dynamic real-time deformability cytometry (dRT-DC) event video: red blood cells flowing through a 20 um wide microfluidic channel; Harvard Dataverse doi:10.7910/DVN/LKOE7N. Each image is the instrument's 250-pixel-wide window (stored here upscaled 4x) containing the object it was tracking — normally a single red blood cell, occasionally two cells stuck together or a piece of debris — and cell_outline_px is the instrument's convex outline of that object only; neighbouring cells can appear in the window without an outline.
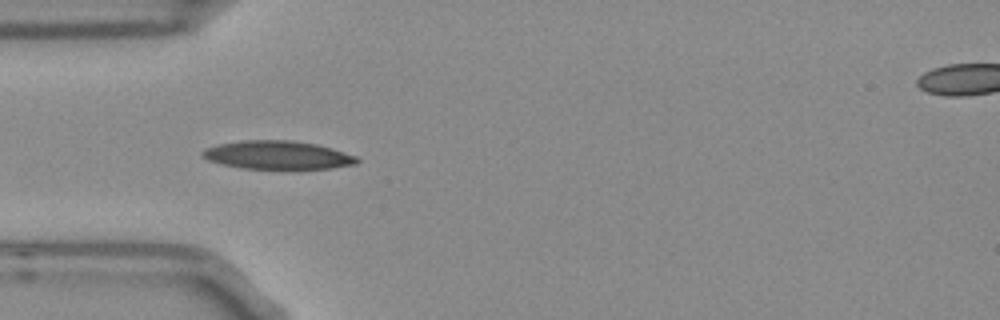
{"species": "Egyptian fruit bat (a non-hibernating species)", "species_latin": "Rousettus aegyptiacus", "temperature_condition": "room temperature", "stored_images_in_passage": 39, "camera_frame_rate_fps": 3000, "um_per_image_px": 0.085, "frame": {"image": 1, "passage_image": 1, "time_ms": 0.0, "image_size_px": [1000, 320], "cell_outline_px": [[360, 160], [356, 164], [332, 168], [296, 172], [244, 168], [224, 164], [208, 160], [200, 156], [200, 152], [204, 148], [220, 144], [244, 140], [292, 140], [316, 144], [332, 148], [356, 156]], "centroid_in_image_um": [23.64, 13.22], "position_along_channel_um": 61.4, "area_um2": 26.59}}
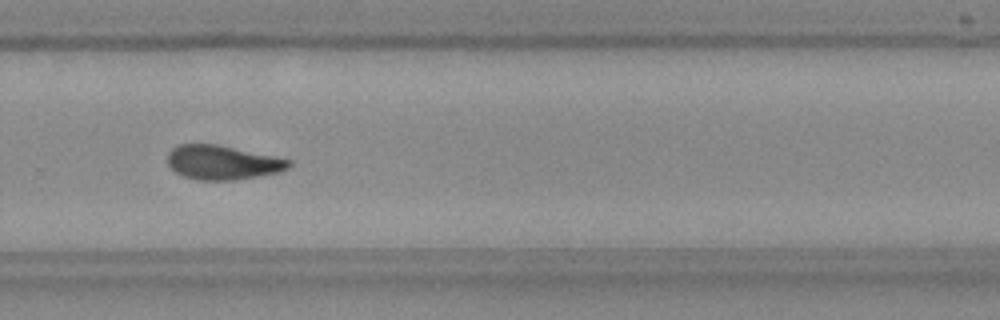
{"frame": {"image": 2, "passage_image": 21, "time_ms": 6.667, "image_size_px": [1000, 320], "cell_outline_px": [[292, 164], [288, 168], [280, 172], [260, 176], [232, 180], [196, 180], [184, 176], [176, 172], [168, 164], [168, 152], [172, 148], [180, 144], [216, 144], [276, 156], [292, 160]], "centroid_in_image_um": [18.94, 13.81], "position_along_channel_um": 310.9, "area_um2": 24.28}}
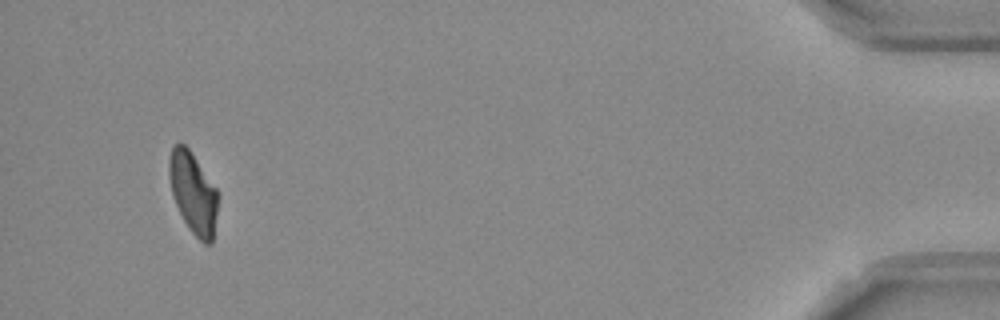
{"frame": {"image": 3, "passage_image": 36, "time_ms": 11.667, "image_size_px": [1000, 320], "cell_outline_px": [[220, 196], [212, 244], [204, 244], [188, 228], [172, 196], [168, 172], [168, 160], [172, 148], [180, 140], [188, 148], [220, 192]], "centroid_in_image_um": [16.44, 16.39], "position_along_channel_um": 418.8, "area_um2": 23.52}, "authors_computed_cell_mechanics": {"area_um2": 24.3916, "velocity_mm_per_s": 3.7511, "shape_relaxation_time_tau1_ms": 8.681, "shape_relaxation_time_tau2_ms": 3.3935, "deformation_change_tau1": 0.205, "deformation_change_tau2": 0.0958}}